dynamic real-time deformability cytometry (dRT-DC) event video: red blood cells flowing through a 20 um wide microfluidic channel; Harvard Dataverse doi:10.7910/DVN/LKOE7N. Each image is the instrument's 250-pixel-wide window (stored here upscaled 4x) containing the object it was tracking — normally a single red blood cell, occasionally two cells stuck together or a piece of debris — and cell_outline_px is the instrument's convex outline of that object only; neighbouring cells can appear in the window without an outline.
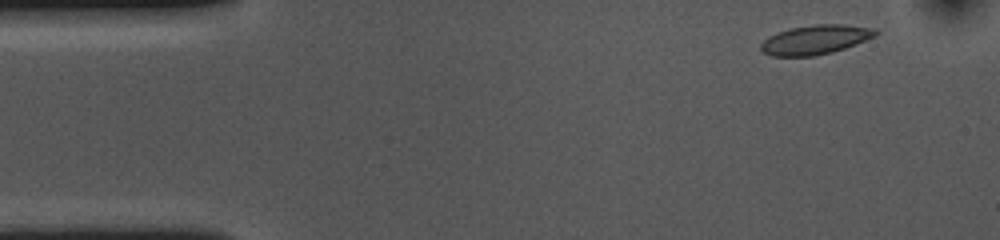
{"species": "common noctule bat (a hibernating species)", "species_latin": "Nyctalus noctula", "temperature_condition": "cold", "stored_images_in_passage": 53, "camera_frame_rate_fps": 3000, "um_per_image_px": 0.085, "animal": {"sex": "female", "body_mass_g": 10.0, "forearm_length_mm": 53.1}, "frame": {"image": 1, "passage_image": 3, "time_ms": 0.667, "image_size_px": [1000, 240], "cell_outline_px": [[880, 32], [876, 36], [856, 44], [832, 52], [816, 56], [772, 56], [764, 52], [760, 48], [760, 44], [768, 36], [792, 28], [812, 24], [844, 24], [876, 28]], "centroid_in_image_um": [69.35, 3.37], "position_along_channel_um": 15.7, "area_um2": 19.65}}
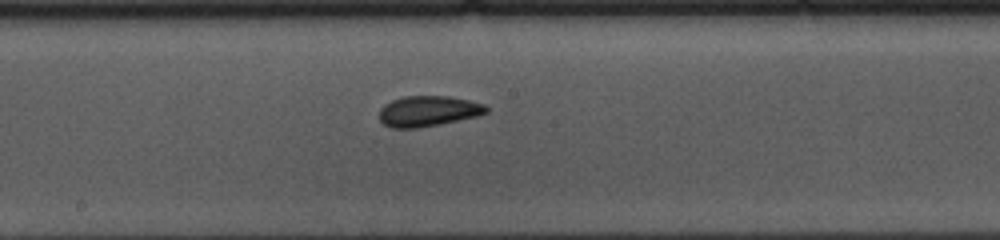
{"frame": {"image": 2, "passage_image": 26, "time_ms": 8.333, "image_size_px": [1000, 240], "cell_outline_px": [[488, 112], [480, 116], [440, 124], [416, 128], [392, 128], [384, 124], [380, 120], [380, 108], [384, 104], [392, 100], [404, 96], [448, 96], [468, 100], [484, 104], [488, 108]], "centroid_in_image_um": [36.41, 9.45], "position_along_channel_um": 211.8, "area_um2": 19.13}}
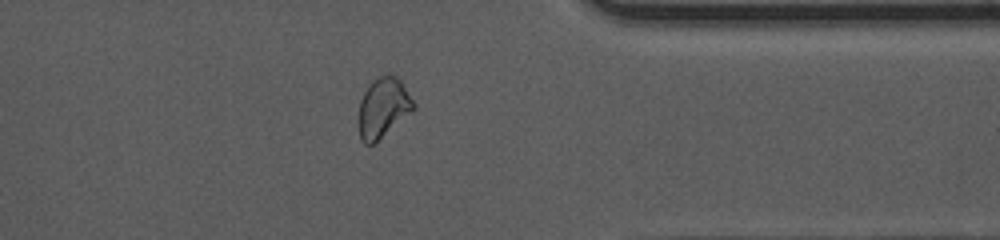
{"frame": {"image": 3, "passage_image": 41, "time_ms": 13.333, "image_size_px": [1000, 240], "cell_outline_px": [[416, 108], [412, 112], [372, 144], [364, 144], [360, 140], [360, 100], [368, 84], [372, 80], [380, 76], [396, 76], [400, 80], [416, 104]], "centroid_in_image_um": [32.58, 9.14], "position_along_channel_um": 378.8, "area_um2": 18.73}, "authors_computed_cell_mechanics": {"area_um2": 19.2474, "velocity_mm_per_s": 3.5868, "shape_relaxation_time_tau1_ms": 4.4593, "shape_relaxation_time_tau2_ms": 0.9943, "deformation_change_tau1": 0.112, "deformation_change_tau2": 0.0633}}